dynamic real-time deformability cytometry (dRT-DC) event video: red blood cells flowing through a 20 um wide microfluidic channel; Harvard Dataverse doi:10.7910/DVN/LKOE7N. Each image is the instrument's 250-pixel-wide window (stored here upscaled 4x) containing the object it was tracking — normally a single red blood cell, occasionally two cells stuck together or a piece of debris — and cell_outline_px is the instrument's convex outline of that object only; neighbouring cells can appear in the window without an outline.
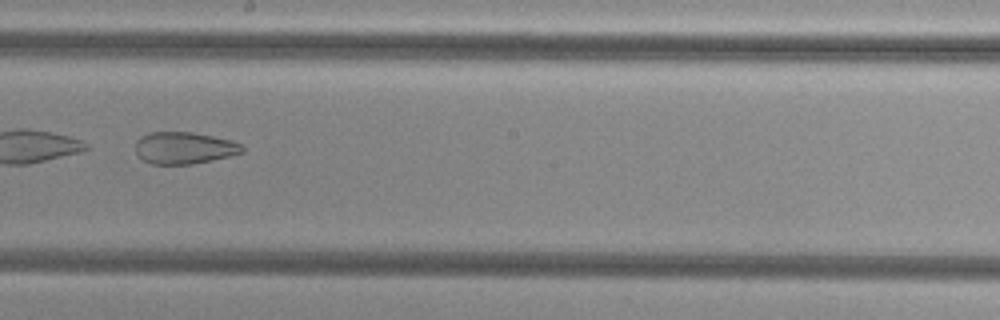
{"species": "common noctule bat (a hibernating species)", "species_latin": "Nyctalus noctula", "temperature_condition": "cold", "stored_images_in_passage": 39, "camera_frame_rate_fps": 3000, "um_per_image_px": 0.085, "animal": {"sex": "female", "body_mass_g": 29.2, "forearm_length_mm": 56.3}, "frame": {"image": 1, "passage_image": 17, "time_ms": 5.333, "image_size_px": [1000, 320], "cell_outline_px": [[244, 152], [228, 156], [192, 164], [152, 164], [136, 156], [136, 140], [140, 136], [148, 132], [192, 132], [232, 140], [240, 144], [244, 148]], "centroid_in_image_um": [15.62, 12.57], "position_along_channel_um": 232.6, "area_um2": 19.88}, "authors_computed_cell_mechanics": {"area_um2": 24.9118, "velocity_mm_per_s": 3.774, "shape_relaxation_time_tau1_ms": null, "shape_relaxation_time_tau2_ms": 2.1738, "deformation_change_tau1": null, "deformation_change_tau2": 0.0962}}